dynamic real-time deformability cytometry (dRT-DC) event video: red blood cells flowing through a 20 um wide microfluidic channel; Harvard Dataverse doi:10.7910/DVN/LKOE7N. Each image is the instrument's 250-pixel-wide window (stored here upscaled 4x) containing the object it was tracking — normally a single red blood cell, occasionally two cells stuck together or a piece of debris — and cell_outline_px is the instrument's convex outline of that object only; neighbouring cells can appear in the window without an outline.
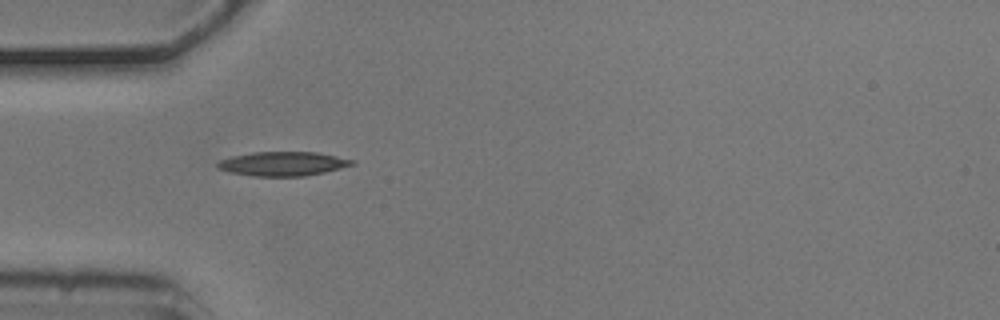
{"species": "common noctule bat (a hibernating species)", "species_latin": "Nyctalus noctula", "temperature_condition": "cold", "stored_images_in_passage": 1, "camera_frame_rate_fps": 3000, "um_per_image_px": 0.085, "animal": {"sex": "male", "body_mass_g": 20.5, "forearm_length_mm": 52.5}, "frame": {"image": 1, "passage_image": 1, "time_ms": 0.0, "image_size_px": [1000, 320], "cell_outline_px": [[356, 164], [324, 172], [304, 176], [252, 176], [228, 172], [216, 168], [216, 164], [220, 160], [232, 156], [252, 152], [316, 152], [356, 160]], "centroid_in_image_um": [24.03, 13.92], "position_along_channel_um": 61.0, "area_um2": 19.02}}